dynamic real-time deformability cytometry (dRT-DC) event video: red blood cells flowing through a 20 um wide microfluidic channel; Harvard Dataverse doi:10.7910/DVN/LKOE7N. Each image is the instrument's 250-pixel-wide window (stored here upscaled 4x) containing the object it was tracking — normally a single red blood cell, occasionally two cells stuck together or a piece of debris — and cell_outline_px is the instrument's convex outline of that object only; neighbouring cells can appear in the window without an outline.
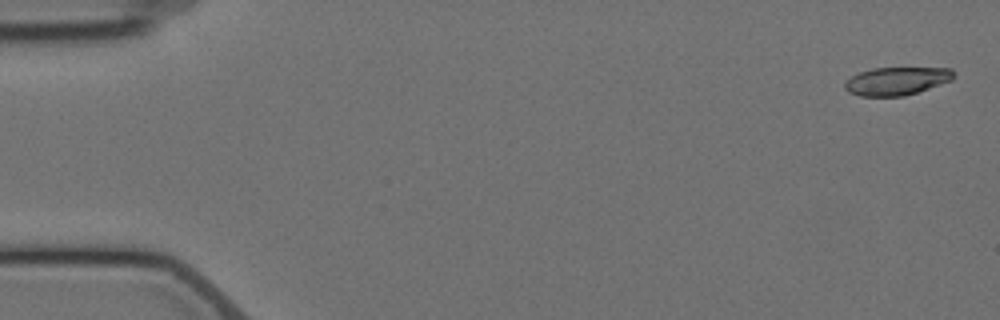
{"species": "Egyptian fruit bat (a non-hibernating species)", "species_latin": "Rousettus aegyptiacus", "temperature_condition": "cold", "stored_images_in_passage": 5, "camera_frame_rate_fps": 3000, "um_per_image_px": 0.085, "animal": {"sex": "female"}, "frame": {"image": 1, "passage_image": 1, "time_ms": 0.0, "image_size_px": [1000, 320], "cell_outline_px": [[956, 72], [952, 80], [904, 96], [860, 96], [848, 92], [844, 88], [844, 84], [852, 76], [860, 72], [872, 68], [952, 68]], "centroid_in_image_um": [76.22, 6.88], "position_along_channel_um": 8.8, "area_um2": 17.69}}
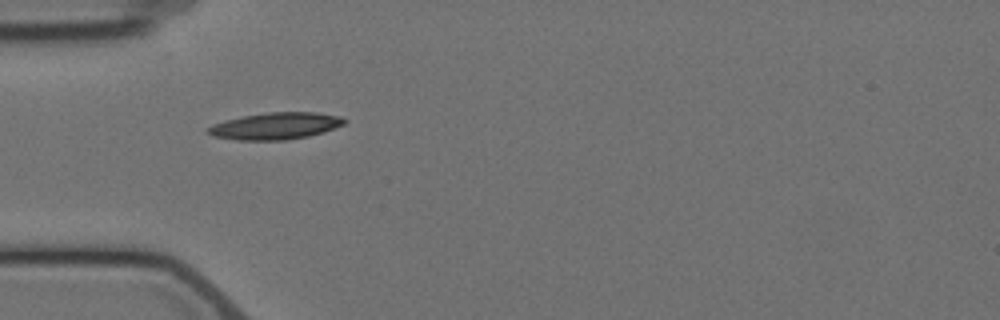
{"frame": {"image": 2, "passage_image": 5, "time_ms": 5.333, "image_size_px": [1000, 320], "cell_outline_px": [[348, 120], [344, 124], [324, 132], [308, 136], [284, 140], [236, 140], [212, 136], [204, 132], [204, 128], [212, 124], [224, 120], [244, 116], [268, 112], [316, 112], [340, 116]], "centroid_in_image_um": [23.36, 10.71], "position_along_channel_um": 61.6, "area_um2": 21.56}}